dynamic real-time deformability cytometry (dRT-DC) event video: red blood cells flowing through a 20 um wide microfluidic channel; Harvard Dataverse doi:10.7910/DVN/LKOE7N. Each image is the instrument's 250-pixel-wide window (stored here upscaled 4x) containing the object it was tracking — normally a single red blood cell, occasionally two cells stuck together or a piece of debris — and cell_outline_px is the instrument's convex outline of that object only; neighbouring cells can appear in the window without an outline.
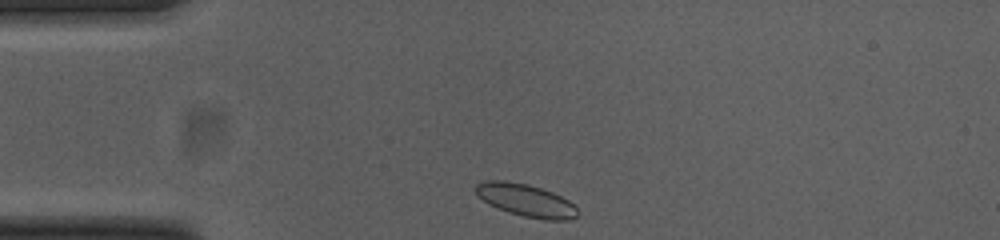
{"species": "common noctule bat (a hibernating species)", "species_latin": "Nyctalus noctula", "temperature_condition": "cold", "stored_images_in_passage": 34, "camera_frame_rate_fps": 3000, "um_per_image_px": 0.085, "animal": {"sex": "female", "body_mass_g": 23.0, "forearm_length_mm": 53.4}, "frame": {"image": 1, "passage_image": 1, "time_ms": 0.0, "image_size_px": [1000, 240], "cell_outline_px": [[576, 216], [568, 220], [544, 220], [524, 216], [508, 212], [484, 200], [472, 188], [476, 184], [488, 180], [504, 180], [528, 184], [552, 192], [568, 200], [576, 208]], "centroid_in_image_um": [44.69, 17.01], "position_along_channel_um": 40.3, "area_um2": 18.96}}
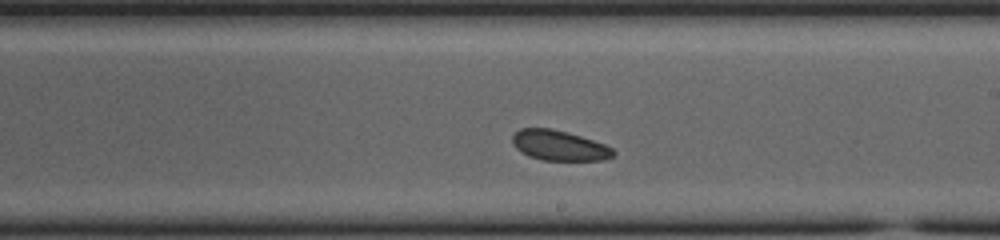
{"frame": {"image": 2, "passage_image": 20, "time_ms": 6.333, "image_size_px": [1000, 240], "cell_outline_px": [[616, 152], [612, 156], [604, 160], [544, 160], [528, 156], [520, 152], [512, 144], [512, 136], [520, 128], [552, 128], [580, 136], [604, 144], [612, 148]], "centroid_in_image_um": [47.5, 12.37], "position_along_channel_um": 241.5, "area_um2": 17.69}}
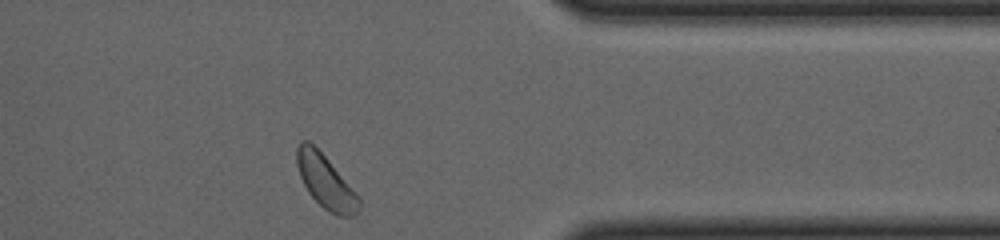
{"frame": {"image": 3, "passage_image": 33, "time_ms": 10.667, "image_size_px": [1000, 240], "cell_outline_px": [[360, 208], [352, 216], [336, 216], [324, 208], [308, 192], [300, 176], [296, 164], [296, 148], [300, 140], [308, 140], [328, 160], [360, 196]], "centroid_in_image_um": [27.67, 15.44], "position_along_channel_um": 383.7, "area_um2": 19.19}, "authors_computed_cell_mechanics": {"area_um2": 18.3226, "velocity_mm_per_s": 3.6182, "shape_relaxation_time_tau1_ms": null, "shape_relaxation_time_tau2_ms": 2.7035, "deformation_change_tau1": null, "deformation_change_tau2": 0.0671}}